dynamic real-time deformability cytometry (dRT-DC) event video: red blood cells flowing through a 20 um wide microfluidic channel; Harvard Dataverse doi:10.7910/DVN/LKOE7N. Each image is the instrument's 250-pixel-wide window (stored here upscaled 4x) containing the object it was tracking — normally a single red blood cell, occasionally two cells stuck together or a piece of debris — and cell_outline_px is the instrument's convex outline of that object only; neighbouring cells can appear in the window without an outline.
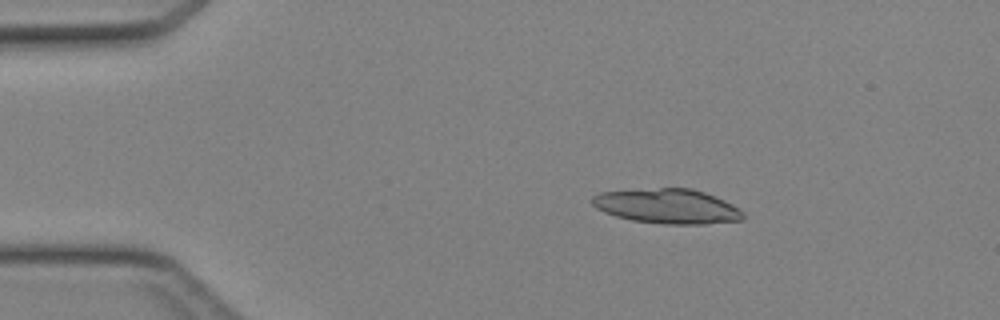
{"species": "Egyptian fruit bat (a non-hibernating species)", "species_latin": "Rousettus aegyptiacus", "temperature_condition": "cold", "stored_images_in_passage": 41, "camera_frame_rate_fps": 3000, "um_per_image_px": 0.085, "animal": {"sex": "female"}, "frame": {"image": 1, "passage_image": 4, "time_ms": 1.0, "image_size_px": [1000, 320], "cell_outline_px": [[744, 220], [704, 224], [664, 224], [632, 220], [616, 216], [604, 212], [596, 208], [592, 204], [592, 196], [600, 192], [660, 188], [692, 188], [704, 192], [724, 200], [732, 204], [744, 212]], "centroid_in_image_um": [56.74, 17.53], "position_along_channel_um": 28.3, "area_um2": 30.52}}